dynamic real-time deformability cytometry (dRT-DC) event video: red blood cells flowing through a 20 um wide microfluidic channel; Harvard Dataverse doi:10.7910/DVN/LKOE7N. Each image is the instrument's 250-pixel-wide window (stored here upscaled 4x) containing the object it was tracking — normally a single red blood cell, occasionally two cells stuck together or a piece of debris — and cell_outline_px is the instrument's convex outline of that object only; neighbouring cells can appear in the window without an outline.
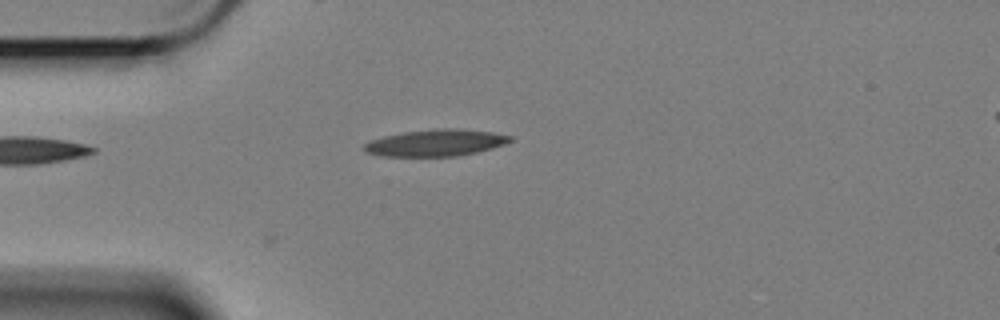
{"species": "Egyptian fruit bat (a non-hibernating species)", "species_latin": "Rousettus aegyptiacus", "temperature_condition": "cold", "stored_images_in_passage": 3, "camera_frame_rate_fps": 3000, "um_per_image_px": 0.085, "animal": {"sex": "female"}, "frame": {"image": 1, "passage_image": 3, "time_ms": 0.667, "image_size_px": [1000, 320], "cell_outline_px": [[512, 140], [504, 144], [492, 148], [476, 152], [456, 156], [384, 156], [368, 152], [364, 148], [364, 144], [372, 140], [384, 136], [404, 132], [440, 128], [456, 128], [492, 132], [512, 136]], "centroid_in_image_um": [37.07, 12.13], "position_along_channel_um": 47.9, "area_um2": 22.43}}